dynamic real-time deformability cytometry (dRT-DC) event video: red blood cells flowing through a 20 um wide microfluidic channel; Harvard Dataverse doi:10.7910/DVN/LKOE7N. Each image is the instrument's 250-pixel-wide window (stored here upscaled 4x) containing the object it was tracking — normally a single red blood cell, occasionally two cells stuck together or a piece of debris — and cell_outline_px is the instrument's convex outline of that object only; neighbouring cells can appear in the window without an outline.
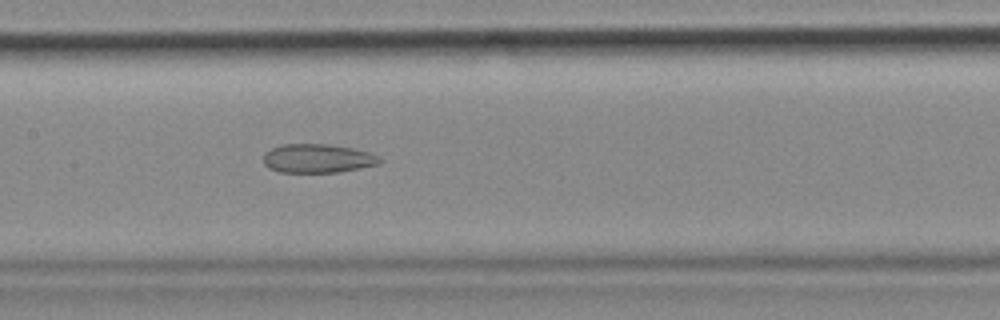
{"species": "common noctule bat (a hibernating species)", "species_latin": "Nyctalus noctula", "temperature_condition": "cold", "stored_images_in_passage": 53, "camera_frame_rate_fps": 3000, "um_per_image_px": 0.085, "animal": {"sex": "female", "body_mass_g": 18.4}, "frame": {"image": 1, "passage_image": 25, "time_ms": 8.0, "image_size_px": [1000, 320], "cell_outline_px": [[384, 160], [380, 164], [360, 168], [336, 172], [280, 172], [268, 168], [264, 164], [264, 152], [272, 148], [284, 144], [328, 144], [352, 148], [368, 152], [380, 156]], "centroid_in_image_um": [27.02, 13.46], "position_along_channel_um": 180.4, "area_um2": 19.59}}
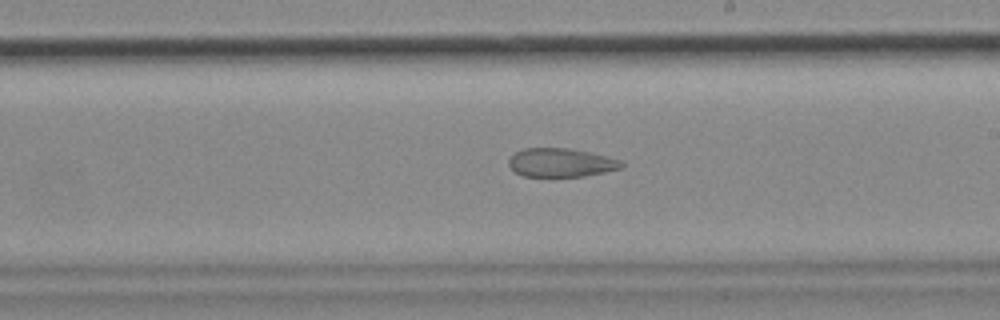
{"frame": {"image": 2, "passage_image": 30, "time_ms": 9.667, "image_size_px": [1000, 320], "cell_outline_px": [[624, 168], [584, 176], [524, 176], [516, 172], [508, 164], [508, 160], [516, 152], [524, 148], [568, 148], [608, 156], [624, 160]], "centroid_in_image_um": [47.74, 13.82], "position_along_channel_um": 241.3, "area_um2": 18.84}}
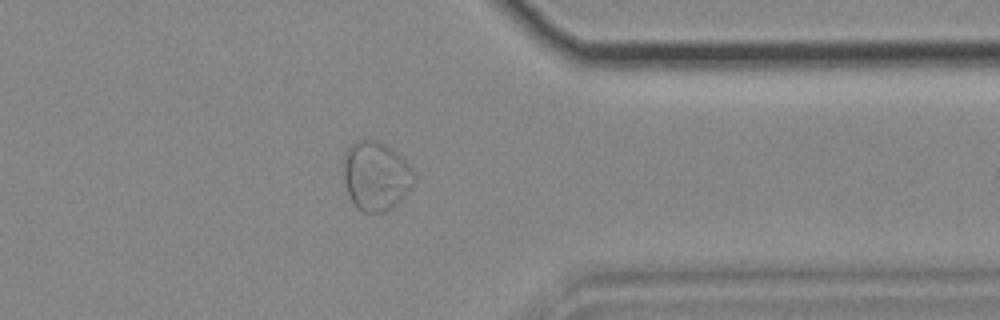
{"frame": {"image": 3, "passage_image": 42, "time_ms": 13.667, "image_size_px": [1000, 320], "cell_outline_px": [[416, 180], [408, 192], [396, 204], [384, 212], [364, 212], [356, 208], [348, 192], [344, 180], [344, 152], [356, 140], [376, 140], [384, 144], [396, 152], [408, 164], [416, 176]], "centroid_in_image_um": [31.95, 14.96], "position_along_channel_um": 379.4, "area_um2": 28.21}, "authors_computed_cell_mechanics": {"area_um2": 28.9, "velocity_mm_per_s": 3.6846, "shape_relaxation_time_tau1_ms": null, "shape_relaxation_time_tau2_ms": 1.5082, "deformation_change_tau1": null, "deformation_change_tau2": 0.0575}}